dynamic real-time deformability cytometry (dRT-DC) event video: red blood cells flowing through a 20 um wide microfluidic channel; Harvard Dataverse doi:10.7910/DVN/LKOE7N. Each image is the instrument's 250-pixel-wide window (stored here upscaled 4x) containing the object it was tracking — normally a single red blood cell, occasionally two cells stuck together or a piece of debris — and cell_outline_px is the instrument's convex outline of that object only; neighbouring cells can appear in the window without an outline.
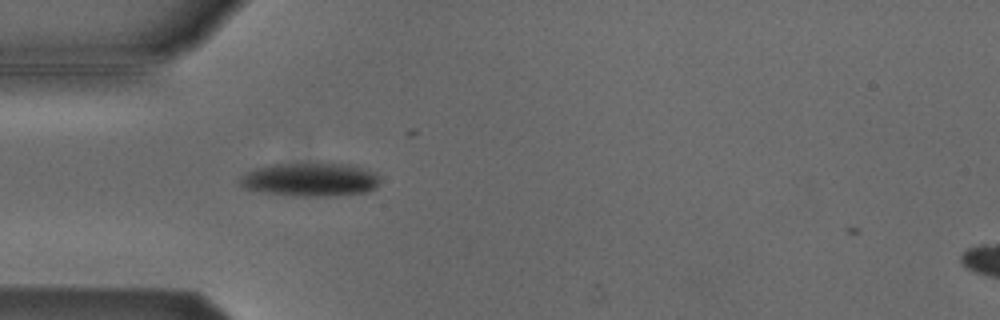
{"species": "Egyptian fruit bat (a non-hibernating species)", "species_latin": "Rousettus aegyptiacus", "temperature_condition": "cold", "stored_images_in_passage": 2, "camera_frame_rate_fps": 3000, "um_per_image_px": 0.085, "animal": {"sex": "male"}, "frame": {"image": 1, "passage_image": 1, "time_ms": 0.0, "image_size_px": [1000, 320], "cell_outline_px": [[380, 180], [376, 188], [368, 192], [328, 196], [292, 196], [264, 192], [244, 188], [236, 184], [248, 172], [256, 168], [272, 164], [352, 164], [376, 172]], "centroid_in_image_um": [26.41, 15.27], "position_along_channel_um": 58.6, "area_um2": 27.34}}